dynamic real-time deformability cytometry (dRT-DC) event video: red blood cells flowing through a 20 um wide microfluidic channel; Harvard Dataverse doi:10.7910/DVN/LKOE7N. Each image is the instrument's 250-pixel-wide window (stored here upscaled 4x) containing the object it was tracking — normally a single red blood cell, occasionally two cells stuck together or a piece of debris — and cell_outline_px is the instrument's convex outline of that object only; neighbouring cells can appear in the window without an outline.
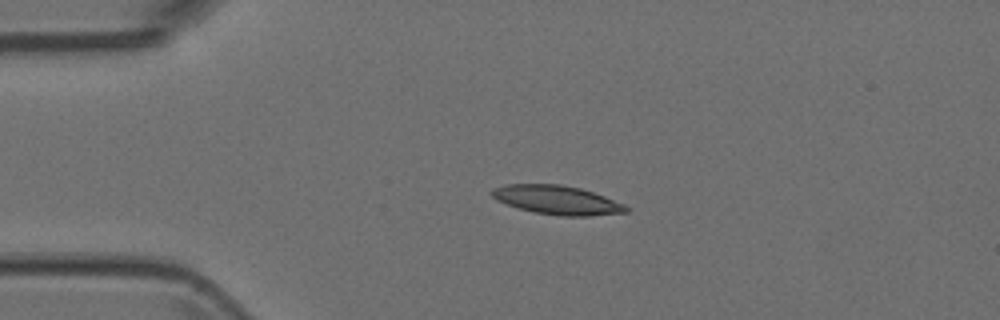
{"species": "Egyptian fruit bat (a non-hibernating species)", "species_latin": "Rousettus aegyptiacus", "temperature_condition": "room temperature", "stored_images_in_passage": 4, "camera_frame_rate_fps": 3000, "um_per_image_px": 0.085, "animal": {"sex": "female"}, "frame": {"image": 1, "passage_image": 3, "time_ms": 0.667, "image_size_px": [1000, 320], "cell_outline_px": [[632, 208], [628, 212], [588, 216], [560, 216], [536, 212], [520, 208], [496, 200], [488, 192], [492, 188], [504, 184], [560, 184], [580, 188], [604, 196], [624, 204]], "centroid_in_image_um": [47.35, 16.99], "position_along_channel_um": 37.7, "area_um2": 22.66}}